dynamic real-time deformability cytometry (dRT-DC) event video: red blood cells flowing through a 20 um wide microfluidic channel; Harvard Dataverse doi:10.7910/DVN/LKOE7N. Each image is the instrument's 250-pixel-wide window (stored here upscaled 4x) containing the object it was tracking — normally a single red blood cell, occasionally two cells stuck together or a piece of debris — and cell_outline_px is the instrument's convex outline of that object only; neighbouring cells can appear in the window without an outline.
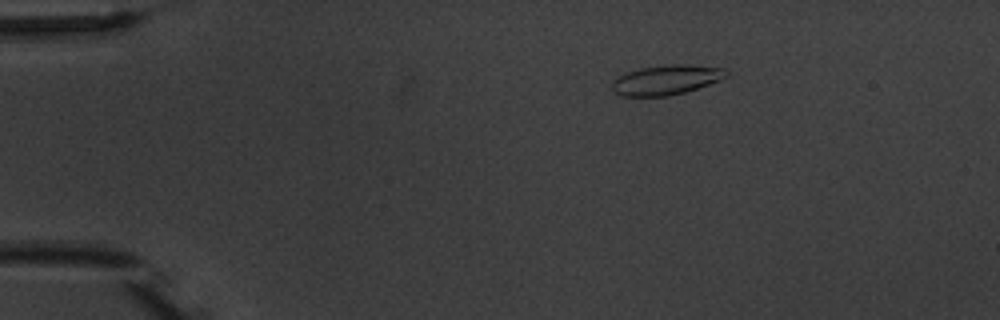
{"species": "common noctule bat (a hibernating species)", "species_latin": "Nyctalus noctula", "temperature_condition": "warm", "stored_images_in_passage": 4, "camera_frame_rate_fps": 3000, "um_per_image_px": 0.085, "animal": {"sex": "male", "body_mass_g": 20.1, "forearm_length_mm": 53.5}, "frame": {"image": 1, "passage_image": 4, "time_ms": 4.667, "image_size_px": [1000, 320], "cell_outline_px": [[728, 76], [720, 80], [684, 92], [668, 96], [624, 96], [612, 92], [612, 84], [620, 76], [628, 72], [640, 68], [668, 64], [688, 64], [724, 68], [728, 72]], "centroid_in_image_um": [56.65, 6.78], "position_along_channel_um": 28.3, "area_um2": 19.65}}